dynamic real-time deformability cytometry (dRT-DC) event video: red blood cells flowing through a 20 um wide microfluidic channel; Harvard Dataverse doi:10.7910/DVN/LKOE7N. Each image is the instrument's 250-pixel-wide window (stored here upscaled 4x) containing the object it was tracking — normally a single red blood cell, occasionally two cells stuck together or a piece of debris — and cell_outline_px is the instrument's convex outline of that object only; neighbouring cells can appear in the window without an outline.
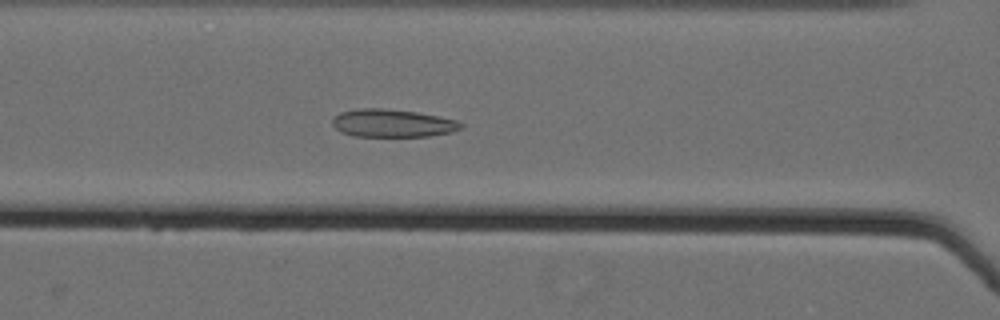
{"species": "Egyptian fruit bat (a non-hibernating species)", "species_latin": "Rousettus aegyptiacus", "temperature_condition": "cold", "stored_images_in_passage": 36, "camera_frame_rate_fps": 3000, "um_per_image_px": 0.085, "animal": {"sex": "female"}, "frame": {"image": 1, "passage_image": 6, "time_ms": 1.667, "image_size_px": [1000, 320], "cell_outline_px": [[464, 128], [452, 132], [428, 136], [352, 136], [340, 132], [332, 124], [332, 120], [340, 112], [360, 108], [384, 108], [416, 112], [456, 120], [464, 124]], "centroid_in_image_um": [33.36, 10.47], "position_along_channel_um": 133.2, "area_um2": 20.87}}
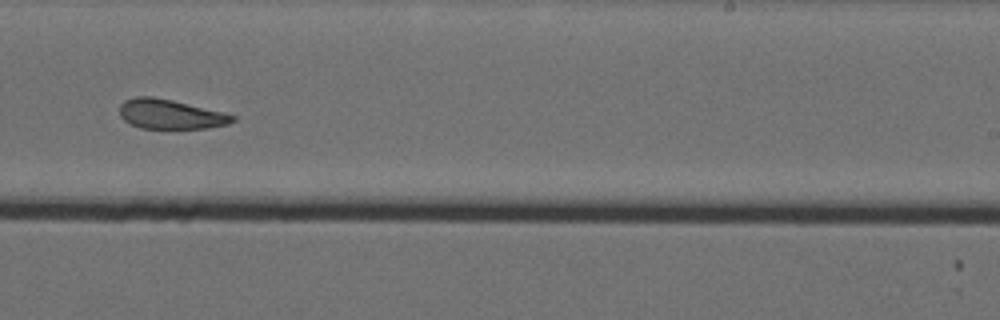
{"frame": {"image": 2, "passage_image": 18, "time_ms": 5.667, "image_size_px": [1000, 320], "cell_outline_px": [[236, 120], [228, 124], [208, 128], [140, 128], [124, 120], [120, 116], [120, 104], [124, 100], [136, 96], [148, 96], [172, 100], [224, 112], [236, 116]], "centroid_in_image_um": [14.49, 9.7], "position_along_channel_um": 274.5, "area_um2": 19.42}}
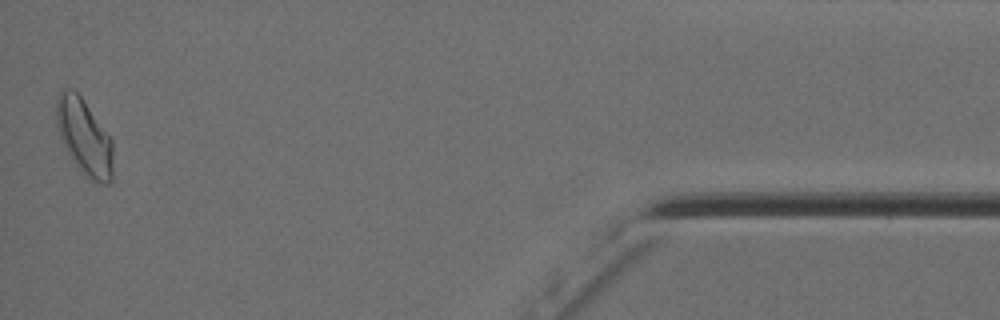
{"frame": {"image": 3, "passage_image": 36, "time_ms": 11.667, "image_size_px": [1000, 320], "cell_outline_px": [[112, 180], [108, 184], [100, 184], [88, 180], [84, 176], [72, 160], [60, 136], [56, 124], [56, 100], [60, 88], [72, 88], [80, 96], [112, 140]], "centroid_in_image_um": [7.14, 11.67], "position_along_channel_um": 428.1, "area_um2": 25.03}, "authors_computed_cell_mechanics": {"area_um2": 20.7502, "velocity_mm_per_s": 3.5399, "shape_relaxation_time_tau1_ms": null, "shape_relaxation_time_tau2_ms": 2.5842, "deformation_change_tau1": null, "deformation_change_tau2": 0.0928}}